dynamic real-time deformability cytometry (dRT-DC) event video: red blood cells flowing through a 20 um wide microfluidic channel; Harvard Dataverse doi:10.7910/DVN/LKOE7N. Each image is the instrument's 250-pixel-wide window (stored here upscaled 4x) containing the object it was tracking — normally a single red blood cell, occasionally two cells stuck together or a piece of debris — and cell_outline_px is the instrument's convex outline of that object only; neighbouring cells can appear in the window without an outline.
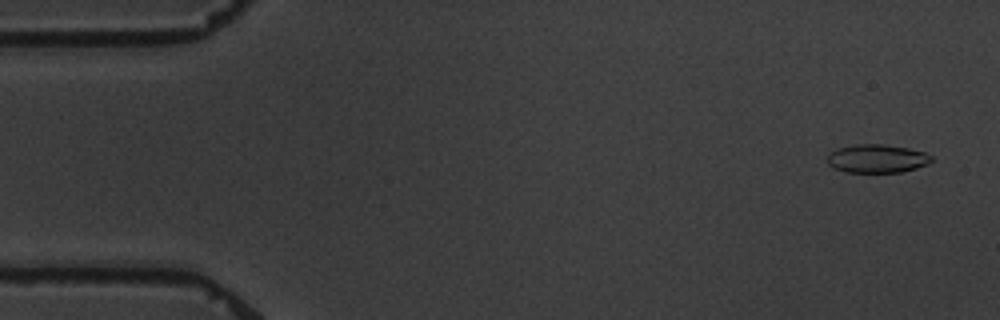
{"species": "common noctule bat (a hibernating species)", "species_latin": "Nyctalus noctula", "temperature_condition": "warm", "stored_images_in_passage": 6, "camera_frame_rate_fps": 3000, "um_per_image_px": 0.085, "animal": {"sex": "male", "body_mass_g": 19.5, "forearm_length_mm": 54.6}, "frame": {"image": 1, "passage_image": 1, "time_ms": 0.0, "image_size_px": [1000, 320], "cell_outline_px": [[932, 160], [928, 164], [916, 168], [900, 172], [844, 172], [832, 168], [828, 164], [828, 152], [836, 148], [856, 144], [884, 144], [908, 148], [924, 152], [932, 156]], "centroid_in_image_um": [74.51, 13.48], "position_along_channel_um": 10.5, "area_um2": 17.4}}